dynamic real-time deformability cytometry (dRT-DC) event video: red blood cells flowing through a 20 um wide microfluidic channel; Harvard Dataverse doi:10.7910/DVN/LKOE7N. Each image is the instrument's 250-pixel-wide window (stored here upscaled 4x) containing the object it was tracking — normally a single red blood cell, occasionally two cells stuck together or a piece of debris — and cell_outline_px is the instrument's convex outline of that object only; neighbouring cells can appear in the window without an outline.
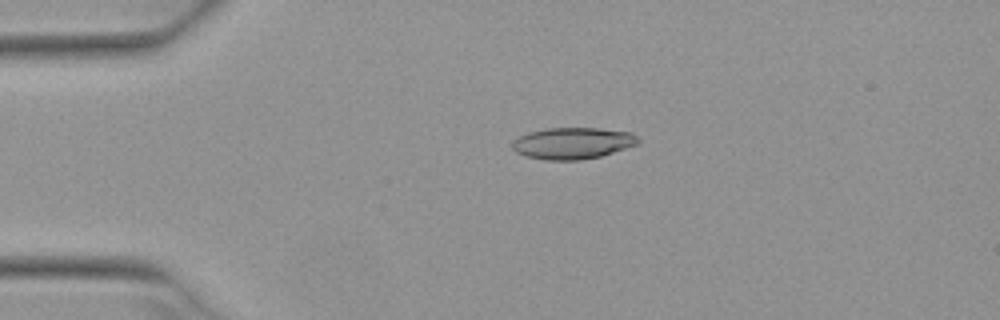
{"species": "Egyptian fruit bat (a non-hibernating species)", "species_latin": "Rousettus aegyptiacus", "temperature_condition": "warm", "stored_images_in_passage": 2, "camera_frame_rate_fps": 3000, "um_per_image_px": 0.085, "animal": {"sex": "female"}, "frame": {"image": 1, "passage_image": 1, "time_ms": 0.0, "image_size_px": [1000, 320], "cell_outline_px": [[640, 144], [600, 156], [580, 160], [544, 160], [528, 156], [516, 152], [512, 148], [512, 140], [528, 132], [544, 128], [600, 128], [632, 132], [640, 140]], "centroid_in_image_um": [48.69, 12.16], "position_along_channel_um": 36.3, "area_um2": 23.29}}
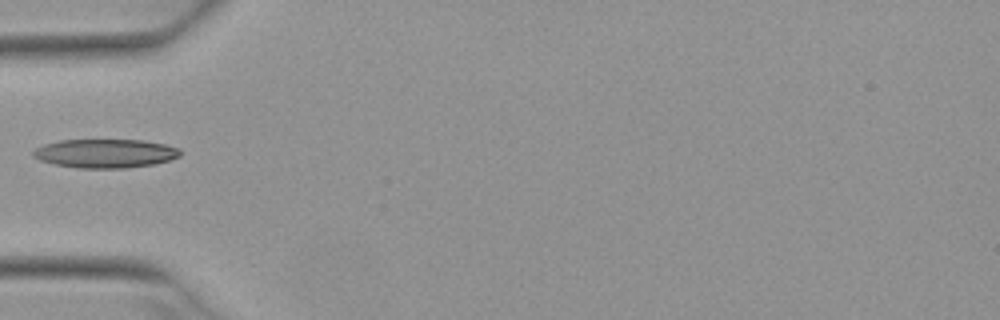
{"frame": {"image": 2, "passage_image": 2, "time_ms": 0.333, "image_size_px": [1000, 320], "cell_outline_px": [[180, 156], [172, 160], [152, 164], [124, 168], [76, 168], [56, 164], [40, 160], [32, 156], [32, 152], [36, 148], [44, 144], [60, 140], [144, 140], [164, 144], [180, 148]], "centroid_in_image_um": [8.96, 13.04], "position_along_channel_um": 76.0, "area_um2": 24.68}}